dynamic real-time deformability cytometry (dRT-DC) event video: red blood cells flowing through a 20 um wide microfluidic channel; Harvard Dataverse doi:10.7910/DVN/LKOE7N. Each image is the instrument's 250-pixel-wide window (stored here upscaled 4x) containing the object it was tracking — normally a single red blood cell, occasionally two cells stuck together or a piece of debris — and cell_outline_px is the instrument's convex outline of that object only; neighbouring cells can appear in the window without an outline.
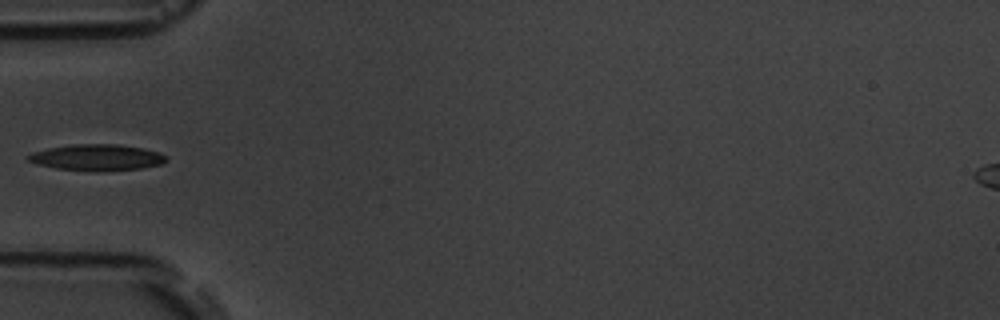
{"species": "common noctule bat (a hibernating species)", "species_latin": "Nyctalus noctula", "temperature_condition": "room temperature", "stored_images_in_passage": 6, "camera_frame_rate_fps": 3000, "um_per_image_px": 0.085, "animal": {"sex": "male", "body_mass_g": 19.5, "forearm_length_mm": 54.6}, "frame": {"image": 1, "passage_image": 5, "time_ms": 5.667, "image_size_px": [1000, 320], "cell_outline_px": [[168, 160], [160, 164], [140, 168], [96, 172], [56, 168], [40, 164], [28, 160], [24, 156], [32, 152], [48, 148], [72, 144], [120, 144], [144, 148], [160, 152], [168, 156]], "centroid_in_image_um": [8.26, 13.37], "position_along_channel_um": 76.7, "area_um2": 21.27}}
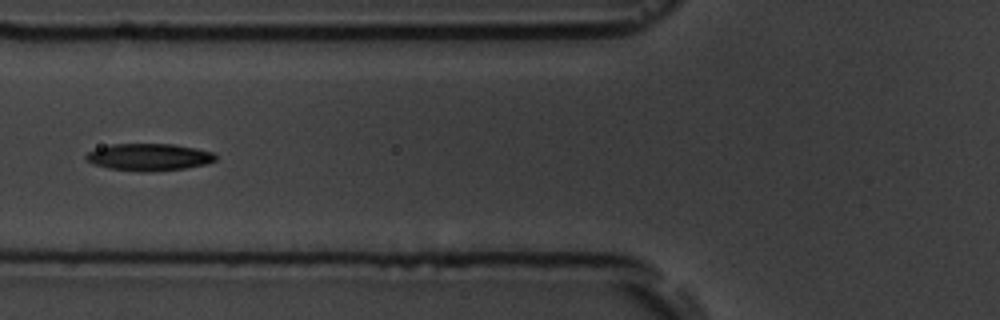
{"frame": {"image": 2, "passage_image": 6, "time_ms": 6.667, "image_size_px": [1000, 320], "cell_outline_px": [[216, 160], [208, 164], [184, 168], [152, 172], [140, 172], [108, 168], [92, 164], [84, 156], [88, 152], [96, 148], [112, 144], [172, 144], [196, 148], [212, 152], [216, 156]], "centroid_in_image_um": [12.66, 13.36], "position_along_channel_um": 113.1, "area_um2": 20.58}}